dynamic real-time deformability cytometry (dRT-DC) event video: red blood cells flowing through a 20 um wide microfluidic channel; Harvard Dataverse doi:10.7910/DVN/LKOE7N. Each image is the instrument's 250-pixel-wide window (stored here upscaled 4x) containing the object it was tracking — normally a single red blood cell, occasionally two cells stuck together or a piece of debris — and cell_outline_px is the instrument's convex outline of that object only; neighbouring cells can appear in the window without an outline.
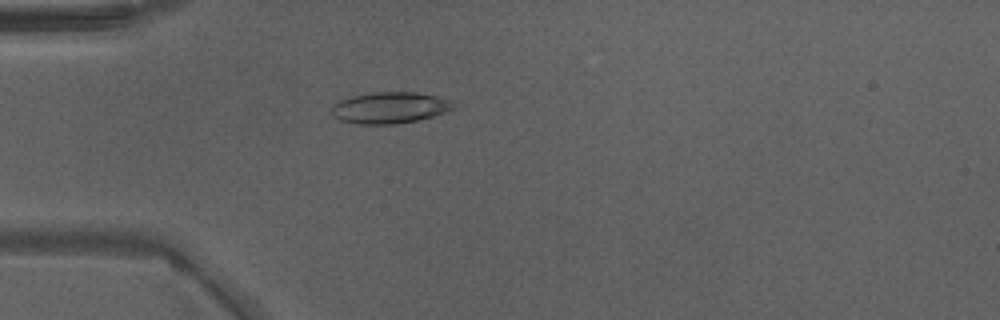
{"species": "Egyptian fruit bat (a non-hibernating species)", "species_latin": "Rousettus aegyptiacus", "temperature_condition": "warm", "stored_images_in_passage": 49, "camera_frame_rate_fps": 3000, "um_per_image_px": 0.085, "animal": {"sex": "male"}, "frame": {"image": 1, "passage_image": 15, "time_ms": 4.667, "image_size_px": [1000, 320], "cell_outline_px": [[460, 104], [456, 108], [448, 112], [416, 120], [396, 124], [356, 124], [340, 120], [332, 116], [332, 104], [340, 100], [352, 96], [376, 92], [416, 92], [440, 96], [452, 100]], "centroid_in_image_um": [33.21, 9.15], "position_along_channel_um": 51.8, "area_um2": 22.66}}
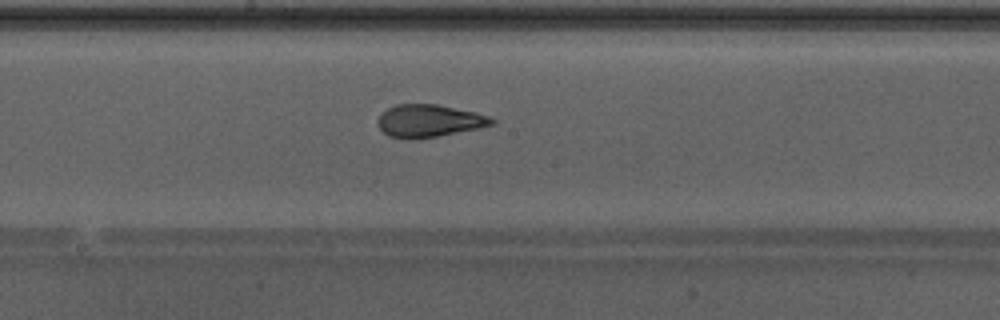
{"frame": {"image": 2, "passage_image": 27, "time_ms": 8.667, "image_size_px": [1000, 320], "cell_outline_px": [[496, 120], [492, 124], [476, 128], [436, 136], [408, 140], [388, 136], [380, 128], [376, 120], [380, 112], [396, 104], [436, 104], [476, 112], [488, 116]], "centroid_in_image_um": [36.39, 10.26], "position_along_channel_um": 211.8, "area_um2": 21.5}}
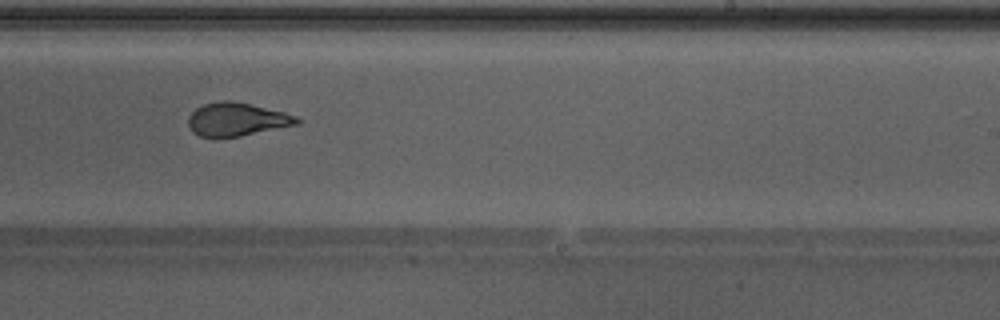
{"frame": {"image": 3, "passage_image": 31, "time_ms": 10.0, "image_size_px": [1000, 320], "cell_outline_px": [[300, 124], [240, 136], [200, 136], [192, 132], [188, 124], [188, 116], [196, 108], [204, 104], [220, 100], [228, 100], [252, 104], [284, 112], [296, 116], [300, 120]], "centroid_in_image_um": [20.14, 10.13], "position_along_channel_um": 268.9, "area_um2": 20.98}, "authors_computed_cell_mechanics": {"area_um2": 22.7732, "velocity_mm_per_s": 4.3062, "shape_relaxation_time_tau1_ms": null, "shape_relaxation_time_tau2_ms": 0.9058, "deformation_change_tau1": null, "deformation_change_tau2": 0.0752}}